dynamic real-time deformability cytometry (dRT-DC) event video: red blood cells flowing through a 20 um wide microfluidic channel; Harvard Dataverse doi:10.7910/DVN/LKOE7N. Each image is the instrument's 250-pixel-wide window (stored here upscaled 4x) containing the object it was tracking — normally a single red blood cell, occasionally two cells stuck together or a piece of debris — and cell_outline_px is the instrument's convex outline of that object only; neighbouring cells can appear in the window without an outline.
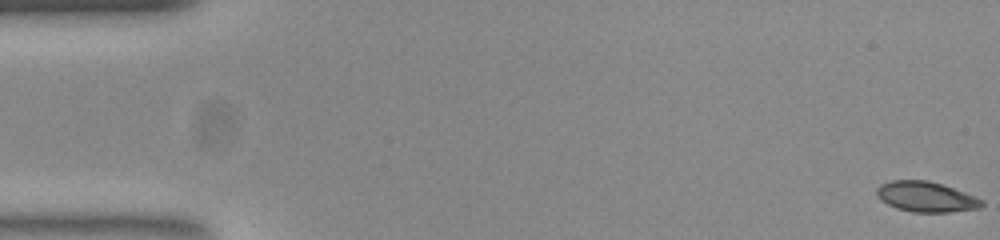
{"species": "common noctule bat (a hibernating species)", "species_latin": "Nyctalus noctula", "temperature_condition": "room temperature", "stored_images_in_passage": 54, "camera_frame_rate_fps": 3000, "um_per_image_px": 0.085, "animal": {"sex": "female", "body_mass_g": 23.0, "forearm_length_mm": 53.4}, "frame": {"image": 1, "passage_image": 1, "time_ms": 0.0, "image_size_px": [1000, 240], "cell_outline_px": [[984, 204], [980, 208], [948, 212], [912, 212], [896, 208], [880, 200], [876, 192], [876, 188], [880, 184], [892, 180], [928, 180], [964, 192], [980, 200]], "centroid_in_image_um": [78.65, 16.73], "position_along_channel_um": 6.3, "area_um2": 18.32}}
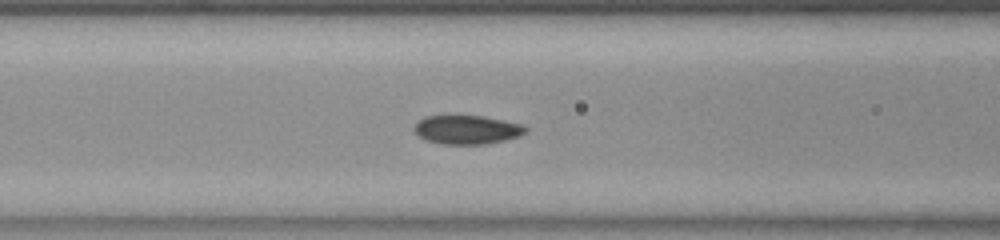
{"frame": {"image": 2, "passage_image": 22, "time_ms": 7.0, "image_size_px": [1000, 240], "cell_outline_px": [[528, 128], [524, 132], [516, 136], [504, 140], [484, 144], [440, 144], [428, 140], [420, 136], [412, 128], [424, 116], [448, 112], [452, 112], [484, 116], [520, 124]], "centroid_in_image_um": [39.6, 10.96], "position_along_channel_um": 127.0, "area_um2": 19.25}}
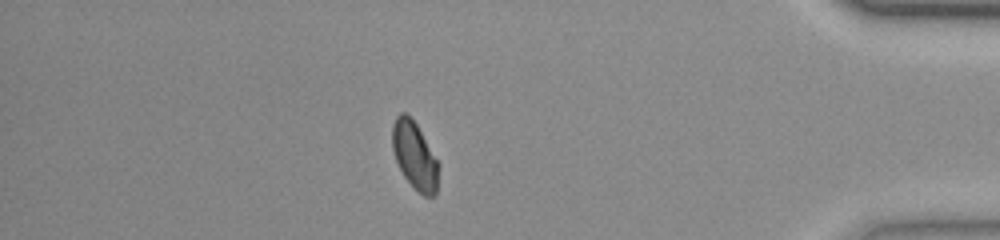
{"frame": {"image": 3, "passage_image": 47, "time_ms": 15.333, "image_size_px": [1000, 240], "cell_outline_px": [[440, 164], [436, 196], [424, 196], [404, 176], [396, 160], [392, 148], [392, 124], [396, 116], [400, 112], [404, 112], [416, 124]], "centroid_in_image_um": [35.26, 13.22], "position_along_channel_um": 399.9, "area_um2": 18.03}, "authors_computed_cell_mechanics": {"area_um2": 18.7561, "velocity_mm_per_s": 3.7828, "shape_relaxation_time_tau1_ms": 7.3487, "shape_relaxation_time_tau2_ms": 1.5837, "deformation_change_tau1": 0.1422, "deformation_change_tau2": 0.0419}}